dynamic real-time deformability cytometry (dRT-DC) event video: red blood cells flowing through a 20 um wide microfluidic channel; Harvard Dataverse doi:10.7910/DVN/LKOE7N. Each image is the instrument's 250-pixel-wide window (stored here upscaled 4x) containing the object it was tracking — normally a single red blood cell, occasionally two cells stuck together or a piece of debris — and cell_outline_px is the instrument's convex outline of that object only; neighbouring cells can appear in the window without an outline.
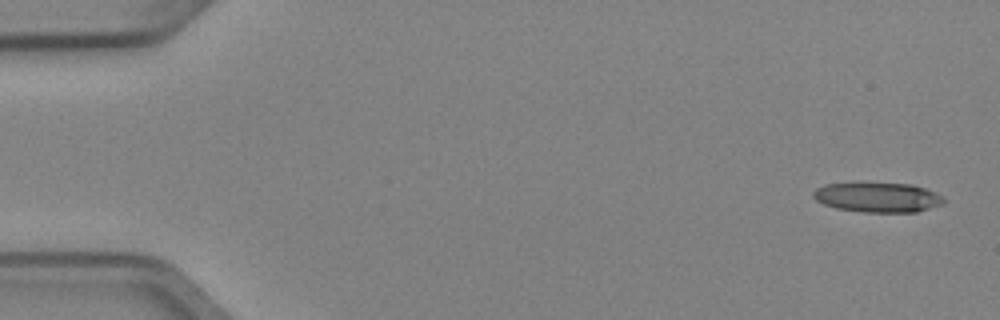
{"species": "Egyptian fruit bat (a non-hibernating species)", "species_latin": "Rousettus aegyptiacus", "temperature_condition": "cold", "stored_images_in_passage": 6, "camera_frame_rate_fps": 3000, "um_per_image_px": 0.085, "animal": {"sex": "female"}, "frame": {"image": 1, "passage_image": 1, "time_ms": 0.0, "image_size_px": [1000, 320], "cell_outline_px": [[944, 204], [916, 212], [864, 212], [836, 208], [824, 204], [816, 200], [812, 196], [812, 192], [816, 188], [824, 184], [912, 184], [936, 192], [944, 200]], "centroid_in_image_um": [74.6, 16.79], "position_along_channel_um": 10.4, "area_um2": 22.31}}
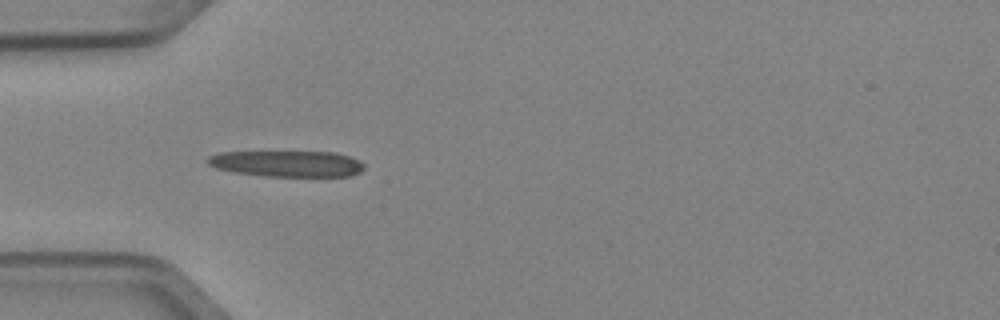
{"frame": {"image": 2, "passage_image": 5, "time_ms": 1.333, "image_size_px": [1000, 320], "cell_outline_px": [[364, 168], [360, 172], [348, 176], [268, 176], [236, 172], [216, 168], [208, 164], [204, 160], [208, 156], [216, 152], [336, 152], [352, 156], [364, 164]], "centroid_in_image_um": [24.39, 13.9], "position_along_channel_um": 60.6, "area_um2": 23.87}}
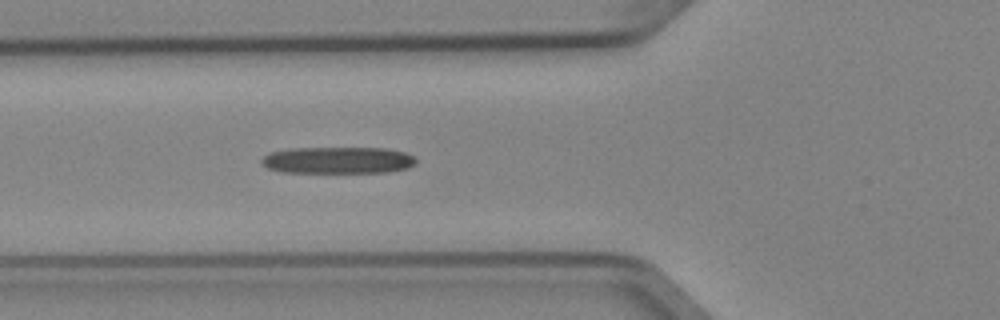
{"frame": {"image": 3, "passage_image": 6, "time_ms": 1.667, "image_size_px": [1000, 320], "cell_outline_px": [[416, 164], [408, 168], [388, 172], [280, 172], [268, 168], [260, 160], [268, 152], [296, 148], [384, 148], [404, 152], [412, 156], [416, 160]], "centroid_in_image_um": [28.72, 13.62], "position_along_channel_um": 97.1, "area_um2": 23.99}}